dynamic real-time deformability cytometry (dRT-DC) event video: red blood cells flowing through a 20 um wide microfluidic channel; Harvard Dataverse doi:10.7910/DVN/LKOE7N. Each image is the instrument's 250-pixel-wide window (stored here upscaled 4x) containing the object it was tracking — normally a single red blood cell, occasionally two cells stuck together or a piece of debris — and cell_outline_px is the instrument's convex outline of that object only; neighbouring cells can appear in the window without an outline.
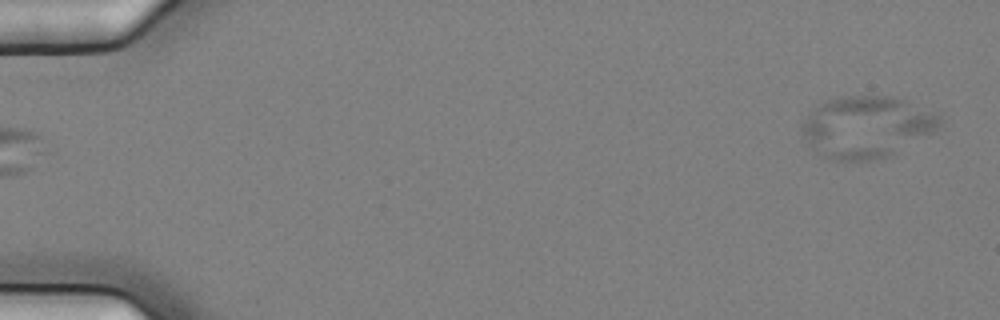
{"species": "common noctule bat (a hibernating species)", "species_latin": "Nyctalus noctula", "temperature_condition": "cold", "stored_images_in_passage": 4, "camera_frame_rate_fps": 3000, "um_per_image_px": 0.085, "animal": {"sex": "female", "body_mass_g": 25.1}, "frame": {"image": 1, "passage_image": 4, "time_ms": 1.0, "image_size_px": [1000, 320], "cell_outline_px": [[940, 124], [936, 132], [892, 156], [868, 160], [832, 160], [824, 156], [812, 148], [808, 144], [800, 128], [804, 120], [820, 104], [828, 100], [840, 96], [892, 96], [940, 112]], "centroid_in_image_um": [73.74, 10.79], "position_along_channel_um": 11.3, "area_um2": 49.82}}